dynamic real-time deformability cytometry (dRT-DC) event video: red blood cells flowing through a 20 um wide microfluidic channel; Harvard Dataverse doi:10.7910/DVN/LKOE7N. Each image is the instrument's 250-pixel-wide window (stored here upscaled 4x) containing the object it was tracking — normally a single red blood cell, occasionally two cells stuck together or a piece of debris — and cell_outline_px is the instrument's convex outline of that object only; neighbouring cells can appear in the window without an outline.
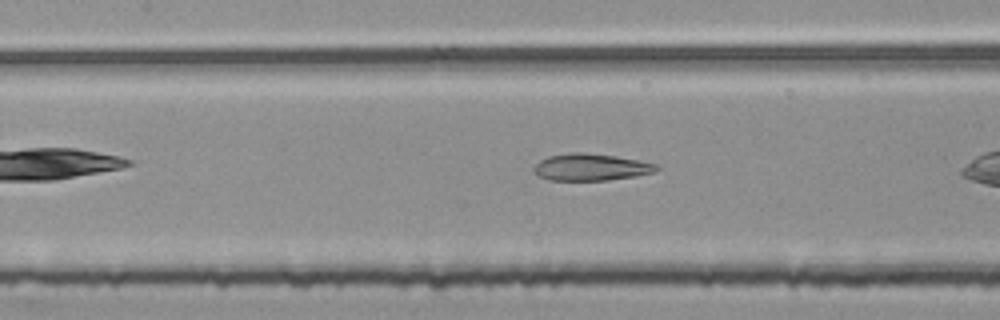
{"species": "common noctule bat (a hibernating species)", "species_latin": "Nyctalus noctula", "temperature_condition": "room temperature", "stored_images_in_passage": 31, "camera_frame_rate_fps": 3000, "um_per_image_px": 0.085, "animal": {"sex": "female", "body_mass_g": 25.1}, "frame": {"image": 1, "passage_image": 14, "time_ms": 4.333, "image_size_px": [1000, 320], "cell_outline_px": [[660, 168], [656, 172], [636, 176], [608, 180], [548, 180], [536, 176], [532, 172], [532, 168], [540, 160], [548, 156], [572, 152], [584, 152], [616, 156], [640, 160], [660, 164]], "centroid_in_image_um": [50.24, 14.21], "position_along_channel_um": 157.2, "area_um2": 19.65}}
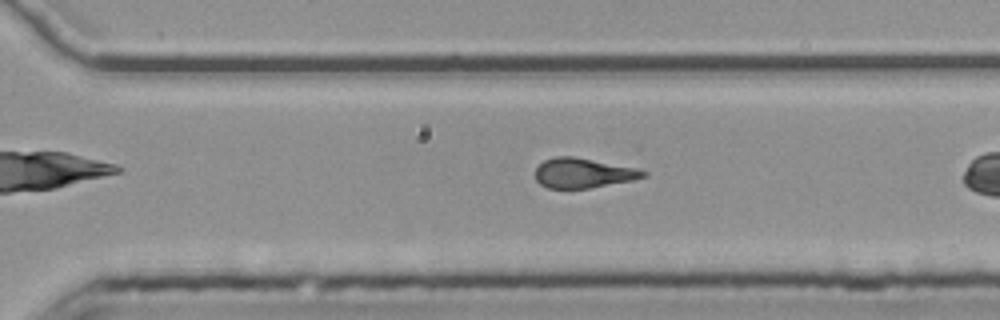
{"frame": {"image": 2, "passage_image": 27, "time_ms": 8.667, "image_size_px": [1000, 320], "cell_outline_px": [[648, 176], [632, 180], [588, 188], [548, 188], [540, 184], [536, 180], [536, 168], [544, 160], [556, 156], [572, 156], [636, 168], [648, 172]], "centroid_in_image_um": [49.56, 14.71], "position_along_channel_um": 321.0, "area_um2": 18.55}}